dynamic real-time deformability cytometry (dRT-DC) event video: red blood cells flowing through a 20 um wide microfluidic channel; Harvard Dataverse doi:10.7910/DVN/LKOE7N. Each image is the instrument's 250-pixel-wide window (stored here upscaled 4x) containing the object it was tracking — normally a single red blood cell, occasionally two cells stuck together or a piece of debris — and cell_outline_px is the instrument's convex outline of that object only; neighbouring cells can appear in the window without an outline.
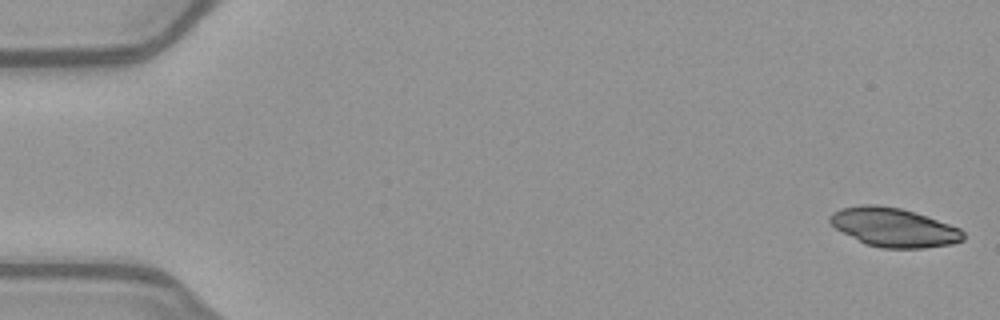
{"species": "common noctule bat (a hibernating species)", "species_latin": "Nyctalus noctula", "temperature_condition": "warm", "stored_images_in_passage": 51, "camera_frame_rate_fps": 3000, "um_per_image_px": 0.085, "animal": {"sex": "female", "body_mass_g": 21.9}, "frame": {"image": 1, "passage_image": 1, "time_ms": 0.0, "image_size_px": [1000, 320], "cell_outline_px": [[964, 240], [952, 244], [924, 248], [880, 248], [864, 244], [836, 228], [828, 220], [828, 216], [832, 212], [840, 208], [864, 204], [876, 204], [900, 208], [960, 228], [964, 232]], "centroid_in_image_um": [75.94, 19.33], "position_along_channel_um": 9.1, "area_um2": 30.11}}